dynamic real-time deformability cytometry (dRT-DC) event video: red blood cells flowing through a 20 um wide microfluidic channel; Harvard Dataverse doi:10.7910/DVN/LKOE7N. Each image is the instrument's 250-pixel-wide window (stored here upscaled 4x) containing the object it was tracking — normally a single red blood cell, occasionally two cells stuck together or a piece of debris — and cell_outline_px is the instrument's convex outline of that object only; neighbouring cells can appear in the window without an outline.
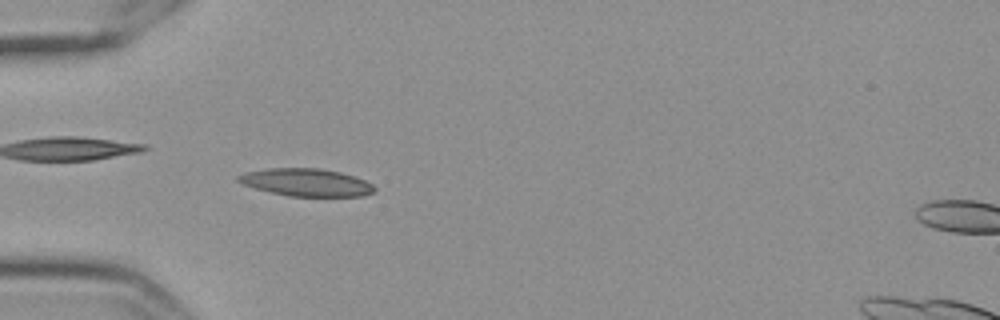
{"species": "Egyptian fruit bat (a non-hibernating species)", "species_latin": "Rousettus aegyptiacus", "temperature_condition": "cold", "stored_images_in_passage": 41, "camera_frame_rate_fps": 3000, "um_per_image_px": 0.085, "frame": {"image": 1, "passage_image": 7, "time_ms": 2.0, "image_size_px": [1000, 320], "cell_outline_px": [[376, 188], [372, 192], [364, 196], [288, 196], [256, 188], [244, 184], [236, 180], [236, 176], [244, 172], [268, 168], [320, 168], [340, 172], [364, 180], [372, 184]], "centroid_in_image_um": [26.01, 15.49], "position_along_channel_um": 59.0, "area_um2": 21.73}}
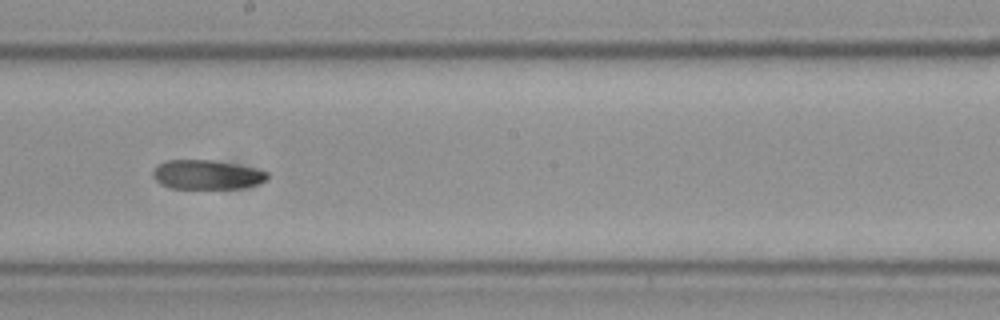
{"frame": {"image": 2, "passage_image": 22, "time_ms": 7.0, "image_size_px": [1000, 320], "cell_outline_px": [[268, 180], [256, 184], [240, 188], [168, 188], [160, 184], [152, 176], [152, 172], [160, 164], [168, 160], [212, 160], [252, 168], [268, 172]], "centroid_in_image_um": [17.55, 14.86], "position_along_channel_um": 230.6, "area_um2": 19.25}}
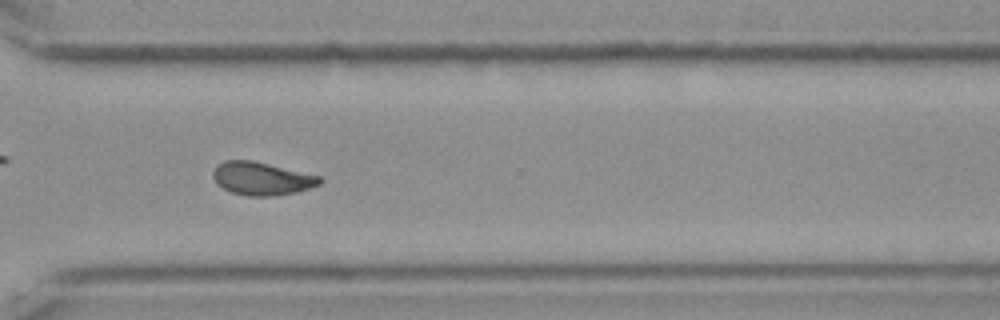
{"frame": {"image": 3, "passage_image": 32, "time_ms": 10.333, "image_size_px": [1000, 320], "cell_outline_px": [[324, 180], [320, 184], [296, 192], [272, 196], [248, 196], [232, 192], [216, 184], [212, 176], [212, 172], [224, 160], [252, 160], [320, 176]], "centroid_in_image_um": [22.24, 15.18], "position_along_channel_um": 348.4, "area_um2": 20.4}, "authors_computed_cell_mechanics": {"area_um2": 20.4034, "velocity_mm_per_s": 3.5353, "shape_relaxation_time_tau1_ms": null, "shape_relaxation_time_tau2_ms": 6.5932, "deformation_change_tau1": null, "deformation_change_tau2": 0.1185}}